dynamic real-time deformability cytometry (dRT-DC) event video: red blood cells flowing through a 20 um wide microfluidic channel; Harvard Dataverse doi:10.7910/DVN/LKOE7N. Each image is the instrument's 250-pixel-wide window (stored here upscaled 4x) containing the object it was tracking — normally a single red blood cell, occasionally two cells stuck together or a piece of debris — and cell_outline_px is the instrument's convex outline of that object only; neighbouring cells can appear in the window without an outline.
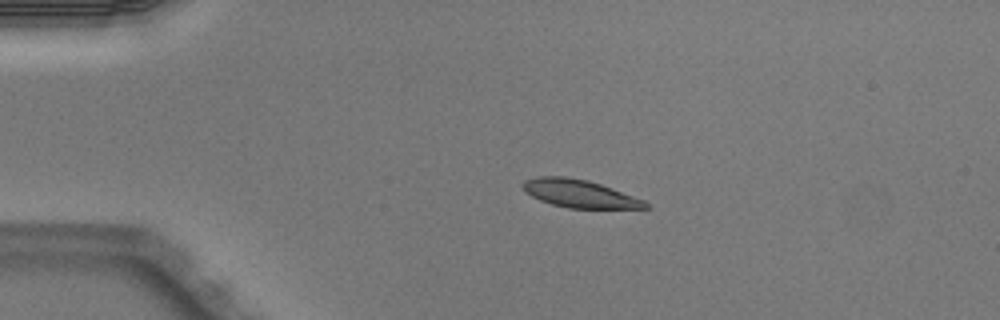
{"species": "Egyptian fruit bat (a non-hibernating species)", "species_latin": "Rousettus aegyptiacus", "temperature_condition": "warm", "stored_images_in_passage": 5, "camera_frame_rate_fps": 3000, "um_per_image_px": 0.085, "animal": {"sex": "male"}, "frame": {"image": 1, "passage_image": 4, "time_ms": 1.0, "image_size_px": [1000, 320], "cell_outline_px": [[652, 208], [568, 208], [552, 204], [540, 200], [524, 192], [520, 184], [524, 180], [540, 176], [564, 176], [588, 180], [612, 188], [644, 200]], "centroid_in_image_um": [49.22, 16.45], "position_along_channel_um": 35.8, "area_um2": 19.88}}